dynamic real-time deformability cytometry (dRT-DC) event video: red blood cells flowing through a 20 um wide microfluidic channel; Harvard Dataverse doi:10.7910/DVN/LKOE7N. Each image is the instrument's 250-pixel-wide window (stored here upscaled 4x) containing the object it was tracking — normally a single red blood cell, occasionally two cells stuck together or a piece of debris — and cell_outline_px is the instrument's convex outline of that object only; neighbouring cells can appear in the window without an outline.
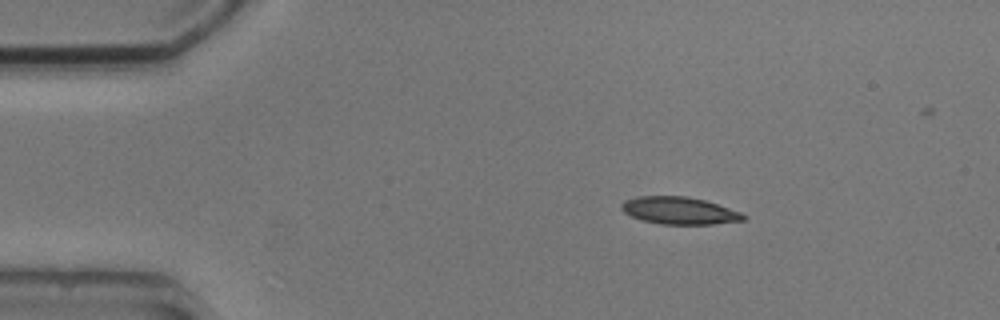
{"species": "common noctule bat (a hibernating species)", "species_latin": "Nyctalus noctula", "temperature_condition": "cold", "stored_images_in_passage": 3, "segment_of_instrument_passage": [1, 2], "camera_frame_rate_fps": 3000, "um_per_image_px": 0.085, "animal": {"sex": "male", "body_mass_g": 20.5, "forearm_length_mm": 52.5}, "frame": {"image": 1, "passage_image": 1, "time_ms": 0.0, "image_size_px": [1000, 320], "cell_outline_px": [[748, 216], [744, 220], [712, 224], [660, 224], [644, 220], [632, 216], [624, 212], [620, 208], [620, 204], [624, 200], [636, 196], [688, 196], [704, 200], [740, 212]], "centroid_in_image_um": [57.71, 17.89], "position_along_channel_um": 27.3, "area_um2": 19.31}}